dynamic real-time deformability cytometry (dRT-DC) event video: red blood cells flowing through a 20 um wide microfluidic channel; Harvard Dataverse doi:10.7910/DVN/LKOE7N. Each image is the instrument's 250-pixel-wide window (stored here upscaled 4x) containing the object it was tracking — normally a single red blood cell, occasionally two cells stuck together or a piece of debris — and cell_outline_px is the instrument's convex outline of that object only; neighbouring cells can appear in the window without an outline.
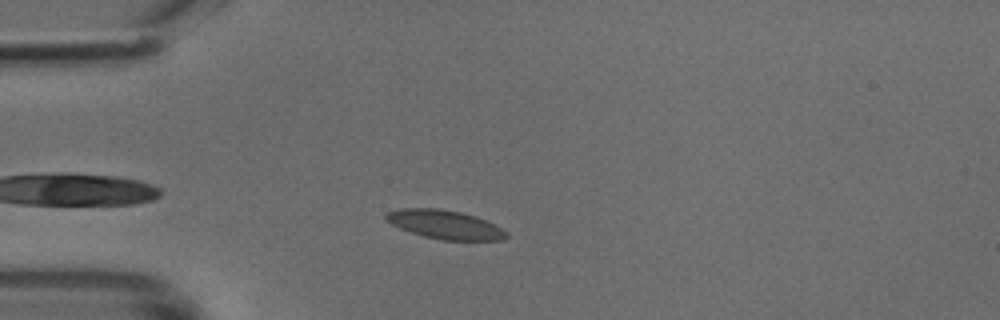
{"species": "common noctule bat (a hibernating species)", "species_latin": "Nyctalus noctula", "temperature_condition": "cold", "stored_images_in_passage": 34, "camera_frame_rate_fps": 3000, "um_per_image_px": 0.085, "animal": {"sex": "male", "body_mass_g": 18.8}, "frame": {"image": 1, "passage_image": 5, "time_ms": 1.333, "image_size_px": [1000, 320], "cell_outline_px": [[508, 236], [504, 240], [440, 240], [424, 236], [400, 228], [384, 220], [384, 212], [400, 208], [436, 208], [460, 212], [476, 216], [508, 232]], "centroid_in_image_um": [37.77, 19.08], "position_along_channel_um": 47.2, "area_um2": 20.17}}
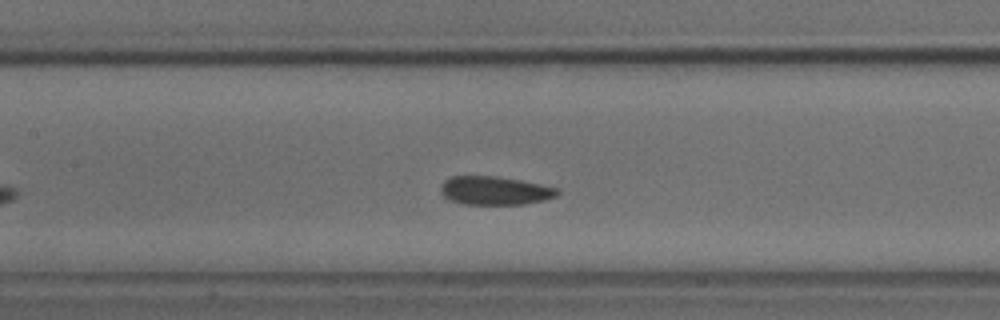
{"frame": {"image": 2, "passage_image": 15, "time_ms": 4.667, "image_size_px": [1000, 320], "cell_outline_px": [[560, 192], [556, 196], [544, 200], [524, 204], [464, 204], [452, 200], [444, 196], [440, 192], [440, 184], [444, 180], [452, 176], [500, 176], [540, 184], [556, 188]], "centroid_in_image_um": [42.04, 16.19], "position_along_channel_um": 165.4, "area_um2": 19.36}}
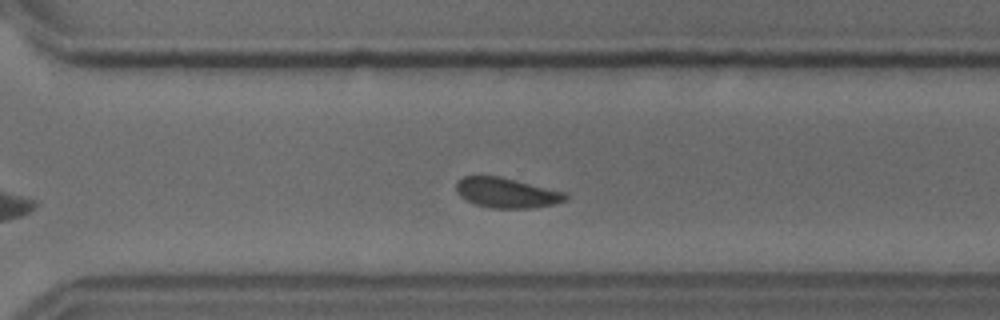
{"frame": {"image": 3, "passage_image": 27, "time_ms": 8.667, "image_size_px": [1000, 320], "cell_outline_px": [[568, 196], [564, 200], [552, 204], [532, 208], [492, 208], [476, 204], [460, 196], [456, 192], [456, 180], [464, 176], [500, 176], [564, 192]], "centroid_in_image_um": [43.01, 16.38], "position_along_channel_um": 327.6, "area_um2": 18.9}}